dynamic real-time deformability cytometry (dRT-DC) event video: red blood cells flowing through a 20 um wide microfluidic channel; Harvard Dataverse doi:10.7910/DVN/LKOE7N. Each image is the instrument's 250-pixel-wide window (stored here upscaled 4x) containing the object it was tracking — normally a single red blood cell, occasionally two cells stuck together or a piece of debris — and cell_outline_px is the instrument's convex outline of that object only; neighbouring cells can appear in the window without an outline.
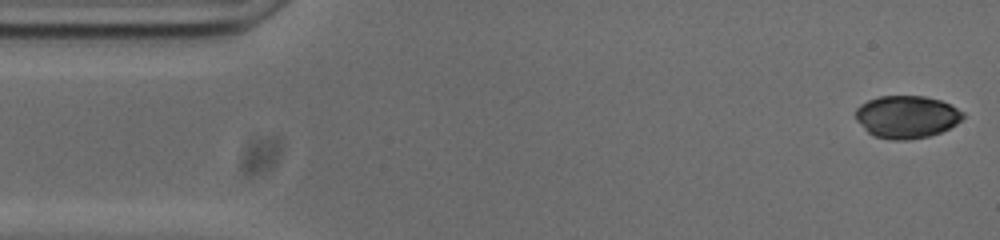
{"species": "common noctule bat (a hibernating species)", "species_latin": "Nyctalus noctula", "temperature_condition": "cold", "stored_images_in_passage": 53, "camera_frame_rate_fps": 3000, "um_per_image_px": 0.085, "animal": {"sex": "male", "body_mass_g": 20.0, "forearm_length_mm": 53.3}, "frame": {"image": 1, "passage_image": 1, "time_ms": 0.0, "image_size_px": [1000, 240], "cell_outline_px": [[964, 116], [956, 124], [940, 132], [928, 136], [904, 140], [892, 140], [872, 136], [856, 120], [856, 108], [860, 104], [868, 100], [880, 96], [924, 96], [940, 100], [964, 112]], "centroid_in_image_um": [77.04, 9.93], "position_along_channel_um": 8.0, "area_um2": 26.47}}
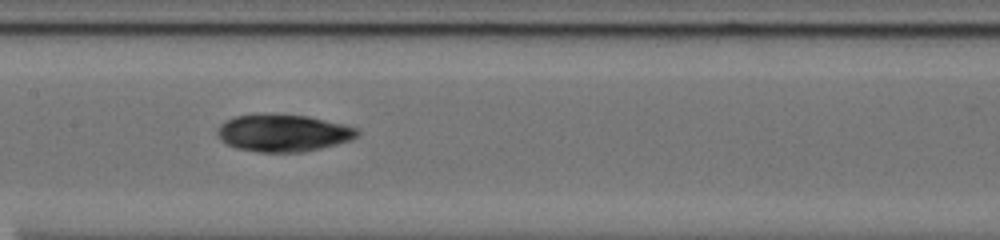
{"frame": {"image": 2, "passage_image": 24, "time_ms": 7.667, "image_size_px": [1000, 240], "cell_outline_px": [[360, 132], [352, 140], [304, 152], [260, 152], [236, 148], [220, 140], [216, 132], [216, 128], [224, 120], [236, 116], [308, 116], [344, 124], [360, 128]], "centroid_in_image_um": [24.09, 11.33], "position_along_channel_um": 183.3, "area_um2": 29.88}}
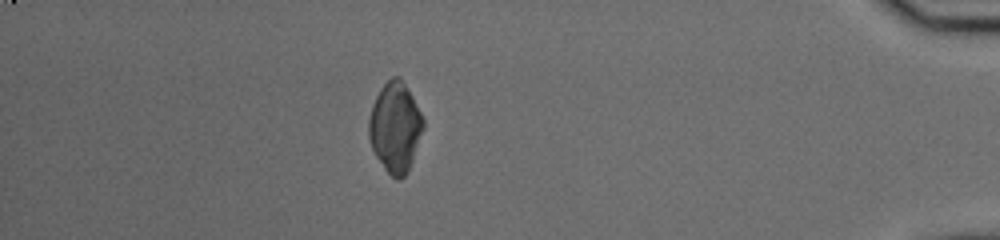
{"frame": {"image": 3, "passage_image": 46, "time_ms": 15.0, "image_size_px": [1000, 240], "cell_outline_px": [[424, 128], [408, 172], [400, 180], [396, 180], [384, 168], [376, 156], [372, 148], [368, 136], [368, 120], [372, 104], [380, 88], [392, 76], [400, 76], [412, 96], [424, 120]], "centroid_in_image_um": [33.58, 10.82], "position_along_channel_um": 401.6, "area_um2": 28.55}, "authors_computed_cell_mechanics": {"area_um2": 28.9578, "velocity_mm_per_s": 3.7233, "shape_relaxation_time_tau1_ms": 6.16, "shape_relaxation_time_tau2_ms": 2.0417, "deformation_change_tau1": 0.1584, "deformation_change_tau2": 0.054}}